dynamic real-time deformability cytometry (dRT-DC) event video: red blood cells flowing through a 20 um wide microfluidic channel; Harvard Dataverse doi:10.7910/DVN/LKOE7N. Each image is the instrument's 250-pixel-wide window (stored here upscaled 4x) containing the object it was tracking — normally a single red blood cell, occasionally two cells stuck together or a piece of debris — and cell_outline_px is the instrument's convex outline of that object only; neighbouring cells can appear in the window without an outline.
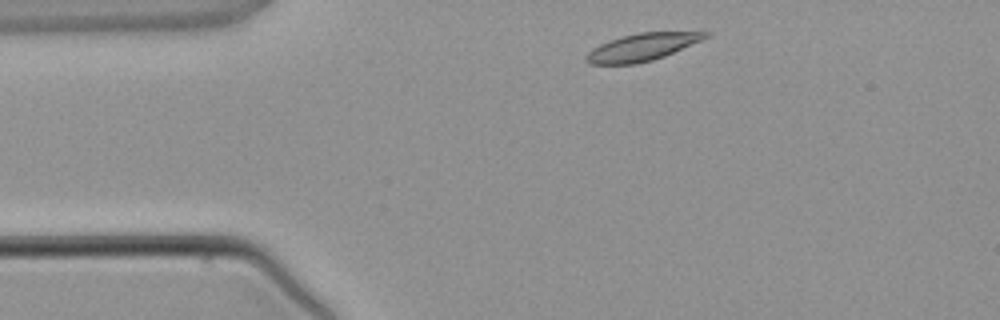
{"species": "common noctule bat (a hibernating species)", "species_latin": "Nyctalus noctula", "temperature_condition": "warm", "stored_images_in_passage": 2, "camera_frame_rate_fps": 3000, "um_per_image_px": 0.085, "animal": {"sex": "male", "body_mass_g": 21.5, "forearm_length_mm": 52.0}, "frame": {"image": 1, "passage_image": 1, "time_ms": 0.0, "image_size_px": [1000, 320], "cell_outline_px": [[708, 36], [700, 40], [664, 56], [652, 60], [636, 64], [588, 64], [584, 60], [584, 56], [592, 48], [608, 40], [620, 36], [640, 32], [708, 32]], "centroid_in_image_um": [54.47, 4.01], "position_along_channel_um": 30.5, "area_um2": 18.84}}